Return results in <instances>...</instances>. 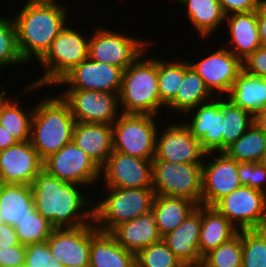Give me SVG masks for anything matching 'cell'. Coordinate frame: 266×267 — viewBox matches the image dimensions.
<instances>
[{
	"mask_svg": "<svg viewBox=\"0 0 266 267\" xmlns=\"http://www.w3.org/2000/svg\"><path fill=\"white\" fill-rule=\"evenodd\" d=\"M67 24L52 42L49 50L38 61L43 74L30 84L40 87L56 86L75 66L88 58V34L80 33ZM44 68V69H43Z\"/></svg>",
	"mask_w": 266,
	"mask_h": 267,
	"instance_id": "cell-6",
	"label": "cell"
},
{
	"mask_svg": "<svg viewBox=\"0 0 266 267\" xmlns=\"http://www.w3.org/2000/svg\"><path fill=\"white\" fill-rule=\"evenodd\" d=\"M21 267H31L28 264L24 263Z\"/></svg>",
	"mask_w": 266,
	"mask_h": 267,
	"instance_id": "cell-55",
	"label": "cell"
},
{
	"mask_svg": "<svg viewBox=\"0 0 266 267\" xmlns=\"http://www.w3.org/2000/svg\"><path fill=\"white\" fill-rule=\"evenodd\" d=\"M212 52L195 62L188 61L212 95L226 97L243 69L242 61L225 46Z\"/></svg>",
	"mask_w": 266,
	"mask_h": 267,
	"instance_id": "cell-13",
	"label": "cell"
},
{
	"mask_svg": "<svg viewBox=\"0 0 266 267\" xmlns=\"http://www.w3.org/2000/svg\"><path fill=\"white\" fill-rule=\"evenodd\" d=\"M91 267H136L135 254L117 243L110 234L100 231L91 224Z\"/></svg>",
	"mask_w": 266,
	"mask_h": 267,
	"instance_id": "cell-25",
	"label": "cell"
},
{
	"mask_svg": "<svg viewBox=\"0 0 266 267\" xmlns=\"http://www.w3.org/2000/svg\"><path fill=\"white\" fill-rule=\"evenodd\" d=\"M259 38L261 45L266 47V0L256 10Z\"/></svg>",
	"mask_w": 266,
	"mask_h": 267,
	"instance_id": "cell-47",
	"label": "cell"
},
{
	"mask_svg": "<svg viewBox=\"0 0 266 267\" xmlns=\"http://www.w3.org/2000/svg\"><path fill=\"white\" fill-rule=\"evenodd\" d=\"M28 1H40V0H28ZM42 1H55V0H42Z\"/></svg>",
	"mask_w": 266,
	"mask_h": 267,
	"instance_id": "cell-54",
	"label": "cell"
},
{
	"mask_svg": "<svg viewBox=\"0 0 266 267\" xmlns=\"http://www.w3.org/2000/svg\"><path fill=\"white\" fill-rule=\"evenodd\" d=\"M122 74L121 68L87 58L75 66L57 85L65 84L68 86L67 89L120 93Z\"/></svg>",
	"mask_w": 266,
	"mask_h": 267,
	"instance_id": "cell-17",
	"label": "cell"
},
{
	"mask_svg": "<svg viewBox=\"0 0 266 267\" xmlns=\"http://www.w3.org/2000/svg\"><path fill=\"white\" fill-rule=\"evenodd\" d=\"M239 230L213 206L201 205L200 255L203 258L221 244L230 241Z\"/></svg>",
	"mask_w": 266,
	"mask_h": 267,
	"instance_id": "cell-27",
	"label": "cell"
},
{
	"mask_svg": "<svg viewBox=\"0 0 266 267\" xmlns=\"http://www.w3.org/2000/svg\"><path fill=\"white\" fill-rule=\"evenodd\" d=\"M242 267H266V228L242 230Z\"/></svg>",
	"mask_w": 266,
	"mask_h": 267,
	"instance_id": "cell-36",
	"label": "cell"
},
{
	"mask_svg": "<svg viewBox=\"0 0 266 267\" xmlns=\"http://www.w3.org/2000/svg\"><path fill=\"white\" fill-rule=\"evenodd\" d=\"M18 141L4 127L0 125V150L11 147Z\"/></svg>",
	"mask_w": 266,
	"mask_h": 267,
	"instance_id": "cell-48",
	"label": "cell"
},
{
	"mask_svg": "<svg viewBox=\"0 0 266 267\" xmlns=\"http://www.w3.org/2000/svg\"><path fill=\"white\" fill-rule=\"evenodd\" d=\"M135 263L136 267H185L163 240L141 249Z\"/></svg>",
	"mask_w": 266,
	"mask_h": 267,
	"instance_id": "cell-40",
	"label": "cell"
},
{
	"mask_svg": "<svg viewBox=\"0 0 266 267\" xmlns=\"http://www.w3.org/2000/svg\"><path fill=\"white\" fill-rule=\"evenodd\" d=\"M225 22L229 28L230 39H228V43L231 45H226V48L241 61H244L261 46L256 10L227 15Z\"/></svg>",
	"mask_w": 266,
	"mask_h": 267,
	"instance_id": "cell-22",
	"label": "cell"
},
{
	"mask_svg": "<svg viewBox=\"0 0 266 267\" xmlns=\"http://www.w3.org/2000/svg\"><path fill=\"white\" fill-rule=\"evenodd\" d=\"M214 98L192 109L191 121L183 122L206 153L223 151V97Z\"/></svg>",
	"mask_w": 266,
	"mask_h": 267,
	"instance_id": "cell-19",
	"label": "cell"
},
{
	"mask_svg": "<svg viewBox=\"0 0 266 267\" xmlns=\"http://www.w3.org/2000/svg\"><path fill=\"white\" fill-rule=\"evenodd\" d=\"M152 188L156 195L185 198L201 205L202 164L153 159Z\"/></svg>",
	"mask_w": 266,
	"mask_h": 267,
	"instance_id": "cell-8",
	"label": "cell"
},
{
	"mask_svg": "<svg viewBox=\"0 0 266 267\" xmlns=\"http://www.w3.org/2000/svg\"><path fill=\"white\" fill-rule=\"evenodd\" d=\"M58 1H28L14 18L17 46L25 63L37 62L67 25L69 9ZM67 18V19H66Z\"/></svg>",
	"mask_w": 266,
	"mask_h": 267,
	"instance_id": "cell-2",
	"label": "cell"
},
{
	"mask_svg": "<svg viewBox=\"0 0 266 267\" xmlns=\"http://www.w3.org/2000/svg\"><path fill=\"white\" fill-rule=\"evenodd\" d=\"M55 227L46 220L37 210L15 227L21 245L46 242Z\"/></svg>",
	"mask_w": 266,
	"mask_h": 267,
	"instance_id": "cell-37",
	"label": "cell"
},
{
	"mask_svg": "<svg viewBox=\"0 0 266 267\" xmlns=\"http://www.w3.org/2000/svg\"><path fill=\"white\" fill-rule=\"evenodd\" d=\"M223 152L237 162H265L266 133L253 123L238 140Z\"/></svg>",
	"mask_w": 266,
	"mask_h": 267,
	"instance_id": "cell-33",
	"label": "cell"
},
{
	"mask_svg": "<svg viewBox=\"0 0 266 267\" xmlns=\"http://www.w3.org/2000/svg\"><path fill=\"white\" fill-rule=\"evenodd\" d=\"M253 124V115L223 97V151L238 140Z\"/></svg>",
	"mask_w": 266,
	"mask_h": 267,
	"instance_id": "cell-34",
	"label": "cell"
},
{
	"mask_svg": "<svg viewBox=\"0 0 266 267\" xmlns=\"http://www.w3.org/2000/svg\"><path fill=\"white\" fill-rule=\"evenodd\" d=\"M4 223H5L4 218H2V216L0 215V225Z\"/></svg>",
	"mask_w": 266,
	"mask_h": 267,
	"instance_id": "cell-52",
	"label": "cell"
},
{
	"mask_svg": "<svg viewBox=\"0 0 266 267\" xmlns=\"http://www.w3.org/2000/svg\"><path fill=\"white\" fill-rule=\"evenodd\" d=\"M225 16L257 10L265 0H218Z\"/></svg>",
	"mask_w": 266,
	"mask_h": 267,
	"instance_id": "cell-44",
	"label": "cell"
},
{
	"mask_svg": "<svg viewBox=\"0 0 266 267\" xmlns=\"http://www.w3.org/2000/svg\"><path fill=\"white\" fill-rule=\"evenodd\" d=\"M43 169L55 178L67 183H76L86 187L98 185L100 167L73 141L67 143L58 152L43 161Z\"/></svg>",
	"mask_w": 266,
	"mask_h": 267,
	"instance_id": "cell-12",
	"label": "cell"
},
{
	"mask_svg": "<svg viewBox=\"0 0 266 267\" xmlns=\"http://www.w3.org/2000/svg\"><path fill=\"white\" fill-rule=\"evenodd\" d=\"M202 262L207 267H242V230L230 241L206 254Z\"/></svg>",
	"mask_w": 266,
	"mask_h": 267,
	"instance_id": "cell-38",
	"label": "cell"
},
{
	"mask_svg": "<svg viewBox=\"0 0 266 267\" xmlns=\"http://www.w3.org/2000/svg\"><path fill=\"white\" fill-rule=\"evenodd\" d=\"M213 207L239 231L266 228V193L261 190L240 186Z\"/></svg>",
	"mask_w": 266,
	"mask_h": 267,
	"instance_id": "cell-10",
	"label": "cell"
},
{
	"mask_svg": "<svg viewBox=\"0 0 266 267\" xmlns=\"http://www.w3.org/2000/svg\"><path fill=\"white\" fill-rule=\"evenodd\" d=\"M102 189H106L107 196L93 202V223L102 232L110 233L119 224L146 215L152 210L155 196L153 188Z\"/></svg>",
	"mask_w": 266,
	"mask_h": 267,
	"instance_id": "cell-5",
	"label": "cell"
},
{
	"mask_svg": "<svg viewBox=\"0 0 266 267\" xmlns=\"http://www.w3.org/2000/svg\"><path fill=\"white\" fill-rule=\"evenodd\" d=\"M142 54L122 74L119 105L124 114L158 116L166 106L161 102L157 73V57ZM162 108V109H161Z\"/></svg>",
	"mask_w": 266,
	"mask_h": 267,
	"instance_id": "cell-4",
	"label": "cell"
},
{
	"mask_svg": "<svg viewBox=\"0 0 266 267\" xmlns=\"http://www.w3.org/2000/svg\"><path fill=\"white\" fill-rule=\"evenodd\" d=\"M160 127L156 136V151L153 159L172 163L203 164L206 152L182 121L178 124H169L161 131Z\"/></svg>",
	"mask_w": 266,
	"mask_h": 267,
	"instance_id": "cell-16",
	"label": "cell"
},
{
	"mask_svg": "<svg viewBox=\"0 0 266 267\" xmlns=\"http://www.w3.org/2000/svg\"><path fill=\"white\" fill-rule=\"evenodd\" d=\"M68 267H91L89 264L87 265H79V266H68Z\"/></svg>",
	"mask_w": 266,
	"mask_h": 267,
	"instance_id": "cell-51",
	"label": "cell"
},
{
	"mask_svg": "<svg viewBox=\"0 0 266 267\" xmlns=\"http://www.w3.org/2000/svg\"><path fill=\"white\" fill-rule=\"evenodd\" d=\"M208 156L211 157L212 161L204 160L202 164L201 205L213 206L218 200L230 194L242 184L238 176L236 160L230 158L223 151L208 152L204 158H208Z\"/></svg>",
	"mask_w": 266,
	"mask_h": 267,
	"instance_id": "cell-15",
	"label": "cell"
},
{
	"mask_svg": "<svg viewBox=\"0 0 266 267\" xmlns=\"http://www.w3.org/2000/svg\"><path fill=\"white\" fill-rule=\"evenodd\" d=\"M89 36L88 58L121 68L123 71L132 65L143 53L155 43H146L120 31L114 32L100 26Z\"/></svg>",
	"mask_w": 266,
	"mask_h": 267,
	"instance_id": "cell-9",
	"label": "cell"
},
{
	"mask_svg": "<svg viewBox=\"0 0 266 267\" xmlns=\"http://www.w3.org/2000/svg\"><path fill=\"white\" fill-rule=\"evenodd\" d=\"M195 267H207L202 261Z\"/></svg>",
	"mask_w": 266,
	"mask_h": 267,
	"instance_id": "cell-50",
	"label": "cell"
},
{
	"mask_svg": "<svg viewBox=\"0 0 266 267\" xmlns=\"http://www.w3.org/2000/svg\"><path fill=\"white\" fill-rule=\"evenodd\" d=\"M12 246H24L21 245L16 230L9 224L0 225V248H9Z\"/></svg>",
	"mask_w": 266,
	"mask_h": 267,
	"instance_id": "cell-46",
	"label": "cell"
},
{
	"mask_svg": "<svg viewBox=\"0 0 266 267\" xmlns=\"http://www.w3.org/2000/svg\"><path fill=\"white\" fill-rule=\"evenodd\" d=\"M50 252L68 266L90 262L91 224L77 228H55L47 240Z\"/></svg>",
	"mask_w": 266,
	"mask_h": 267,
	"instance_id": "cell-20",
	"label": "cell"
},
{
	"mask_svg": "<svg viewBox=\"0 0 266 267\" xmlns=\"http://www.w3.org/2000/svg\"><path fill=\"white\" fill-rule=\"evenodd\" d=\"M83 187L55 178L42 169L31 184L35 209L55 228L92 224L94 198L88 197Z\"/></svg>",
	"mask_w": 266,
	"mask_h": 267,
	"instance_id": "cell-1",
	"label": "cell"
},
{
	"mask_svg": "<svg viewBox=\"0 0 266 267\" xmlns=\"http://www.w3.org/2000/svg\"><path fill=\"white\" fill-rule=\"evenodd\" d=\"M196 207L192 200L155 194L151 211L160 235L163 237L176 229Z\"/></svg>",
	"mask_w": 266,
	"mask_h": 267,
	"instance_id": "cell-32",
	"label": "cell"
},
{
	"mask_svg": "<svg viewBox=\"0 0 266 267\" xmlns=\"http://www.w3.org/2000/svg\"><path fill=\"white\" fill-rule=\"evenodd\" d=\"M26 88L22 89L23 91L17 94L13 98H9L7 92H4L0 95V125L5 128L12 136L18 141H29L31 135V122L33 117L32 109L25 111L19 104L21 93H33L35 90H39L40 86L29 84L25 86ZM25 90V91H24ZM34 90V91H32Z\"/></svg>",
	"mask_w": 266,
	"mask_h": 267,
	"instance_id": "cell-26",
	"label": "cell"
},
{
	"mask_svg": "<svg viewBox=\"0 0 266 267\" xmlns=\"http://www.w3.org/2000/svg\"><path fill=\"white\" fill-rule=\"evenodd\" d=\"M64 89L59 95L69 105L76 122L112 125L121 114L119 93Z\"/></svg>",
	"mask_w": 266,
	"mask_h": 267,
	"instance_id": "cell-11",
	"label": "cell"
},
{
	"mask_svg": "<svg viewBox=\"0 0 266 267\" xmlns=\"http://www.w3.org/2000/svg\"><path fill=\"white\" fill-rule=\"evenodd\" d=\"M25 246L0 248V267H21L25 263Z\"/></svg>",
	"mask_w": 266,
	"mask_h": 267,
	"instance_id": "cell-45",
	"label": "cell"
},
{
	"mask_svg": "<svg viewBox=\"0 0 266 267\" xmlns=\"http://www.w3.org/2000/svg\"><path fill=\"white\" fill-rule=\"evenodd\" d=\"M157 73L159 95L161 102L167 106L176 96L184 79V60H169L157 58Z\"/></svg>",
	"mask_w": 266,
	"mask_h": 267,
	"instance_id": "cell-35",
	"label": "cell"
},
{
	"mask_svg": "<svg viewBox=\"0 0 266 267\" xmlns=\"http://www.w3.org/2000/svg\"><path fill=\"white\" fill-rule=\"evenodd\" d=\"M34 107L30 142L42 161L72 141L76 120L61 96H46Z\"/></svg>",
	"mask_w": 266,
	"mask_h": 267,
	"instance_id": "cell-3",
	"label": "cell"
},
{
	"mask_svg": "<svg viewBox=\"0 0 266 267\" xmlns=\"http://www.w3.org/2000/svg\"><path fill=\"white\" fill-rule=\"evenodd\" d=\"M253 123L266 133V106L253 116Z\"/></svg>",
	"mask_w": 266,
	"mask_h": 267,
	"instance_id": "cell-49",
	"label": "cell"
},
{
	"mask_svg": "<svg viewBox=\"0 0 266 267\" xmlns=\"http://www.w3.org/2000/svg\"><path fill=\"white\" fill-rule=\"evenodd\" d=\"M242 186H249L266 193V162H237Z\"/></svg>",
	"mask_w": 266,
	"mask_h": 267,
	"instance_id": "cell-41",
	"label": "cell"
},
{
	"mask_svg": "<svg viewBox=\"0 0 266 267\" xmlns=\"http://www.w3.org/2000/svg\"><path fill=\"white\" fill-rule=\"evenodd\" d=\"M201 232V205H197L173 231L162 237L168 248L185 267H195L201 261L199 239Z\"/></svg>",
	"mask_w": 266,
	"mask_h": 267,
	"instance_id": "cell-21",
	"label": "cell"
},
{
	"mask_svg": "<svg viewBox=\"0 0 266 267\" xmlns=\"http://www.w3.org/2000/svg\"><path fill=\"white\" fill-rule=\"evenodd\" d=\"M72 141L101 167L113 151L112 125L76 122Z\"/></svg>",
	"mask_w": 266,
	"mask_h": 267,
	"instance_id": "cell-23",
	"label": "cell"
},
{
	"mask_svg": "<svg viewBox=\"0 0 266 267\" xmlns=\"http://www.w3.org/2000/svg\"><path fill=\"white\" fill-rule=\"evenodd\" d=\"M215 97L206 88L203 79L190 66L188 60H184V79L175 98L165 107L173 110L175 114L189 115L190 111L200 104L209 102Z\"/></svg>",
	"mask_w": 266,
	"mask_h": 267,
	"instance_id": "cell-29",
	"label": "cell"
},
{
	"mask_svg": "<svg viewBox=\"0 0 266 267\" xmlns=\"http://www.w3.org/2000/svg\"><path fill=\"white\" fill-rule=\"evenodd\" d=\"M186 10V18L199 37L207 39L225 24V14L218 0H179ZM216 30V31H215Z\"/></svg>",
	"mask_w": 266,
	"mask_h": 267,
	"instance_id": "cell-31",
	"label": "cell"
},
{
	"mask_svg": "<svg viewBox=\"0 0 266 267\" xmlns=\"http://www.w3.org/2000/svg\"><path fill=\"white\" fill-rule=\"evenodd\" d=\"M110 234L118 244L135 255L144 247L162 240L152 211L119 224Z\"/></svg>",
	"mask_w": 266,
	"mask_h": 267,
	"instance_id": "cell-24",
	"label": "cell"
},
{
	"mask_svg": "<svg viewBox=\"0 0 266 267\" xmlns=\"http://www.w3.org/2000/svg\"><path fill=\"white\" fill-rule=\"evenodd\" d=\"M101 186L112 188H152V160L112 151L100 167Z\"/></svg>",
	"mask_w": 266,
	"mask_h": 267,
	"instance_id": "cell-14",
	"label": "cell"
},
{
	"mask_svg": "<svg viewBox=\"0 0 266 267\" xmlns=\"http://www.w3.org/2000/svg\"><path fill=\"white\" fill-rule=\"evenodd\" d=\"M226 98L254 116L266 106V78L242 69Z\"/></svg>",
	"mask_w": 266,
	"mask_h": 267,
	"instance_id": "cell-30",
	"label": "cell"
},
{
	"mask_svg": "<svg viewBox=\"0 0 266 267\" xmlns=\"http://www.w3.org/2000/svg\"><path fill=\"white\" fill-rule=\"evenodd\" d=\"M0 89H1V91H0V95L4 92V90H5V87L4 86H2V87H0Z\"/></svg>",
	"mask_w": 266,
	"mask_h": 267,
	"instance_id": "cell-53",
	"label": "cell"
},
{
	"mask_svg": "<svg viewBox=\"0 0 266 267\" xmlns=\"http://www.w3.org/2000/svg\"><path fill=\"white\" fill-rule=\"evenodd\" d=\"M148 114L121 113L112 124L113 150L141 159L153 160L158 124Z\"/></svg>",
	"mask_w": 266,
	"mask_h": 267,
	"instance_id": "cell-7",
	"label": "cell"
},
{
	"mask_svg": "<svg viewBox=\"0 0 266 267\" xmlns=\"http://www.w3.org/2000/svg\"><path fill=\"white\" fill-rule=\"evenodd\" d=\"M242 65L247 73L266 78V47L261 45L242 61Z\"/></svg>",
	"mask_w": 266,
	"mask_h": 267,
	"instance_id": "cell-43",
	"label": "cell"
},
{
	"mask_svg": "<svg viewBox=\"0 0 266 267\" xmlns=\"http://www.w3.org/2000/svg\"><path fill=\"white\" fill-rule=\"evenodd\" d=\"M43 169V161L37 150L29 141L17 142L0 150V183L23 184L33 183L35 176Z\"/></svg>",
	"mask_w": 266,
	"mask_h": 267,
	"instance_id": "cell-18",
	"label": "cell"
},
{
	"mask_svg": "<svg viewBox=\"0 0 266 267\" xmlns=\"http://www.w3.org/2000/svg\"><path fill=\"white\" fill-rule=\"evenodd\" d=\"M13 16H0V69L26 64L22 59L16 37V28Z\"/></svg>",
	"mask_w": 266,
	"mask_h": 267,
	"instance_id": "cell-39",
	"label": "cell"
},
{
	"mask_svg": "<svg viewBox=\"0 0 266 267\" xmlns=\"http://www.w3.org/2000/svg\"><path fill=\"white\" fill-rule=\"evenodd\" d=\"M30 185L0 184V215L14 228L35 211Z\"/></svg>",
	"mask_w": 266,
	"mask_h": 267,
	"instance_id": "cell-28",
	"label": "cell"
},
{
	"mask_svg": "<svg viewBox=\"0 0 266 267\" xmlns=\"http://www.w3.org/2000/svg\"><path fill=\"white\" fill-rule=\"evenodd\" d=\"M25 263L31 267H65L50 252L48 242L25 246Z\"/></svg>",
	"mask_w": 266,
	"mask_h": 267,
	"instance_id": "cell-42",
	"label": "cell"
}]
</instances>
